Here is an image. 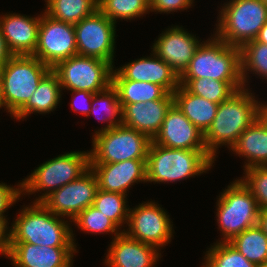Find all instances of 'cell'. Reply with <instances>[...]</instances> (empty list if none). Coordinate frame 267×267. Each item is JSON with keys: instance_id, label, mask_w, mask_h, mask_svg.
I'll list each match as a JSON object with an SVG mask.
<instances>
[{"instance_id": "1f68e13d", "label": "cell", "mask_w": 267, "mask_h": 267, "mask_svg": "<svg viewBox=\"0 0 267 267\" xmlns=\"http://www.w3.org/2000/svg\"><path fill=\"white\" fill-rule=\"evenodd\" d=\"M98 9L112 22L135 20L150 13L148 0H98Z\"/></svg>"}, {"instance_id": "ee69618b", "label": "cell", "mask_w": 267, "mask_h": 267, "mask_svg": "<svg viewBox=\"0 0 267 267\" xmlns=\"http://www.w3.org/2000/svg\"><path fill=\"white\" fill-rule=\"evenodd\" d=\"M260 116L264 119V121L267 123V103H262L260 105Z\"/></svg>"}, {"instance_id": "ba28073f", "label": "cell", "mask_w": 267, "mask_h": 267, "mask_svg": "<svg viewBox=\"0 0 267 267\" xmlns=\"http://www.w3.org/2000/svg\"><path fill=\"white\" fill-rule=\"evenodd\" d=\"M230 183L217 198L216 218L223 238L216 242H229L257 225L260 208L251 191L240 179Z\"/></svg>"}, {"instance_id": "277c9868", "label": "cell", "mask_w": 267, "mask_h": 267, "mask_svg": "<svg viewBox=\"0 0 267 267\" xmlns=\"http://www.w3.org/2000/svg\"><path fill=\"white\" fill-rule=\"evenodd\" d=\"M52 69L33 55H13L0 69L2 103L13 117Z\"/></svg>"}, {"instance_id": "b9f144b4", "label": "cell", "mask_w": 267, "mask_h": 267, "mask_svg": "<svg viewBox=\"0 0 267 267\" xmlns=\"http://www.w3.org/2000/svg\"><path fill=\"white\" fill-rule=\"evenodd\" d=\"M257 226L267 235V208L260 210Z\"/></svg>"}, {"instance_id": "836d02e7", "label": "cell", "mask_w": 267, "mask_h": 267, "mask_svg": "<svg viewBox=\"0 0 267 267\" xmlns=\"http://www.w3.org/2000/svg\"><path fill=\"white\" fill-rule=\"evenodd\" d=\"M207 249L204 267H256L229 242H216Z\"/></svg>"}, {"instance_id": "d6986e66", "label": "cell", "mask_w": 267, "mask_h": 267, "mask_svg": "<svg viewBox=\"0 0 267 267\" xmlns=\"http://www.w3.org/2000/svg\"><path fill=\"white\" fill-rule=\"evenodd\" d=\"M100 190L128 195L137 182L147 183L146 160H126L116 163L90 164Z\"/></svg>"}, {"instance_id": "bcb514c9", "label": "cell", "mask_w": 267, "mask_h": 267, "mask_svg": "<svg viewBox=\"0 0 267 267\" xmlns=\"http://www.w3.org/2000/svg\"><path fill=\"white\" fill-rule=\"evenodd\" d=\"M256 267H267V262L258 264Z\"/></svg>"}, {"instance_id": "ac0fdd59", "label": "cell", "mask_w": 267, "mask_h": 267, "mask_svg": "<svg viewBox=\"0 0 267 267\" xmlns=\"http://www.w3.org/2000/svg\"><path fill=\"white\" fill-rule=\"evenodd\" d=\"M75 247H50L11 242L7 258L15 267H72Z\"/></svg>"}, {"instance_id": "8fae6325", "label": "cell", "mask_w": 267, "mask_h": 267, "mask_svg": "<svg viewBox=\"0 0 267 267\" xmlns=\"http://www.w3.org/2000/svg\"><path fill=\"white\" fill-rule=\"evenodd\" d=\"M154 201L130 208L127 229L123 232L132 239L163 249L173 238V222L167 211Z\"/></svg>"}, {"instance_id": "ffe728a7", "label": "cell", "mask_w": 267, "mask_h": 267, "mask_svg": "<svg viewBox=\"0 0 267 267\" xmlns=\"http://www.w3.org/2000/svg\"><path fill=\"white\" fill-rule=\"evenodd\" d=\"M110 244L103 262L107 267H155L161 259V250L132 239L124 232Z\"/></svg>"}, {"instance_id": "6da1fadb", "label": "cell", "mask_w": 267, "mask_h": 267, "mask_svg": "<svg viewBox=\"0 0 267 267\" xmlns=\"http://www.w3.org/2000/svg\"><path fill=\"white\" fill-rule=\"evenodd\" d=\"M260 105L249 88L238 90L219 104L217 114L204 134L205 147L214 159L220 146L225 145L230 151L242 132L260 117Z\"/></svg>"}, {"instance_id": "3957f363", "label": "cell", "mask_w": 267, "mask_h": 267, "mask_svg": "<svg viewBox=\"0 0 267 267\" xmlns=\"http://www.w3.org/2000/svg\"><path fill=\"white\" fill-rule=\"evenodd\" d=\"M214 159L207 151L167 148L151 141L146 169L149 183H175L211 170Z\"/></svg>"}, {"instance_id": "e0dca14e", "label": "cell", "mask_w": 267, "mask_h": 267, "mask_svg": "<svg viewBox=\"0 0 267 267\" xmlns=\"http://www.w3.org/2000/svg\"><path fill=\"white\" fill-rule=\"evenodd\" d=\"M150 56L137 58L113 69L112 79H129L134 81H146L158 84L168 93L173 94L179 87V76L169 64L159 58L153 51Z\"/></svg>"}, {"instance_id": "8992f818", "label": "cell", "mask_w": 267, "mask_h": 267, "mask_svg": "<svg viewBox=\"0 0 267 267\" xmlns=\"http://www.w3.org/2000/svg\"><path fill=\"white\" fill-rule=\"evenodd\" d=\"M89 167L88 150L87 152L71 151L58 155L39 165L27 178L22 180V195H31L41 191L40 195L33 200V203H41L52 192L77 179Z\"/></svg>"}, {"instance_id": "30bf717a", "label": "cell", "mask_w": 267, "mask_h": 267, "mask_svg": "<svg viewBox=\"0 0 267 267\" xmlns=\"http://www.w3.org/2000/svg\"><path fill=\"white\" fill-rule=\"evenodd\" d=\"M113 69L110 62L77 54L58 62L52 71L58 76L62 90L97 93L112 84Z\"/></svg>"}, {"instance_id": "cb8c5ba5", "label": "cell", "mask_w": 267, "mask_h": 267, "mask_svg": "<svg viewBox=\"0 0 267 267\" xmlns=\"http://www.w3.org/2000/svg\"><path fill=\"white\" fill-rule=\"evenodd\" d=\"M174 104L204 135L210 128L219 104L190 93L184 86L173 93Z\"/></svg>"}, {"instance_id": "5b68a950", "label": "cell", "mask_w": 267, "mask_h": 267, "mask_svg": "<svg viewBox=\"0 0 267 267\" xmlns=\"http://www.w3.org/2000/svg\"><path fill=\"white\" fill-rule=\"evenodd\" d=\"M214 35L228 45L241 48L255 40L267 22L264 0H229L221 6Z\"/></svg>"}, {"instance_id": "5bb4252c", "label": "cell", "mask_w": 267, "mask_h": 267, "mask_svg": "<svg viewBox=\"0 0 267 267\" xmlns=\"http://www.w3.org/2000/svg\"><path fill=\"white\" fill-rule=\"evenodd\" d=\"M98 189L97 177L89 167L77 179L52 192L41 203L53 214L66 216L71 222L81 211L93 205Z\"/></svg>"}, {"instance_id": "7a4b0ae2", "label": "cell", "mask_w": 267, "mask_h": 267, "mask_svg": "<svg viewBox=\"0 0 267 267\" xmlns=\"http://www.w3.org/2000/svg\"><path fill=\"white\" fill-rule=\"evenodd\" d=\"M29 205H24L12 222L11 242L77 248L73 228L65 217L53 214L42 203Z\"/></svg>"}, {"instance_id": "d4e9b609", "label": "cell", "mask_w": 267, "mask_h": 267, "mask_svg": "<svg viewBox=\"0 0 267 267\" xmlns=\"http://www.w3.org/2000/svg\"><path fill=\"white\" fill-rule=\"evenodd\" d=\"M61 85L58 76L51 70L39 83L28 102L13 116V119L23 120L30 114H46L56 110L61 101Z\"/></svg>"}, {"instance_id": "44dd1931", "label": "cell", "mask_w": 267, "mask_h": 267, "mask_svg": "<svg viewBox=\"0 0 267 267\" xmlns=\"http://www.w3.org/2000/svg\"><path fill=\"white\" fill-rule=\"evenodd\" d=\"M40 15H0V29L12 55H33L38 43Z\"/></svg>"}, {"instance_id": "7402d4cb", "label": "cell", "mask_w": 267, "mask_h": 267, "mask_svg": "<svg viewBox=\"0 0 267 267\" xmlns=\"http://www.w3.org/2000/svg\"><path fill=\"white\" fill-rule=\"evenodd\" d=\"M174 99H158L126 104L122 108V124L146 134L151 140L159 132Z\"/></svg>"}, {"instance_id": "4316f807", "label": "cell", "mask_w": 267, "mask_h": 267, "mask_svg": "<svg viewBox=\"0 0 267 267\" xmlns=\"http://www.w3.org/2000/svg\"><path fill=\"white\" fill-rule=\"evenodd\" d=\"M190 93L220 104L244 88L242 81H218L211 78L179 79Z\"/></svg>"}, {"instance_id": "4fadbf2b", "label": "cell", "mask_w": 267, "mask_h": 267, "mask_svg": "<svg viewBox=\"0 0 267 267\" xmlns=\"http://www.w3.org/2000/svg\"><path fill=\"white\" fill-rule=\"evenodd\" d=\"M43 13V14H42ZM40 14L38 43L33 56L51 69L60 61L77 55L74 24Z\"/></svg>"}, {"instance_id": "ab89813d", "label": "cell", "mask_w": 267, "mask_h": 267, "mask_svg": "<svg viewBox=\"0 0 267 267\" xmlns=\"http://www.w3.org/2000/svg\"><path fill=\"white\" fill-rule=\"evenodd\" d=\"M7 215H0V254L7 257L11 243V229L8 227ZM9 229V230H8Z\"/></svg>"}, {"instance_id": "e575fe53", "label": "cell", "mask_w": 267, "mask_h": 267, "mask_svg": "<svg viewBox=\"0 0 267 267\" xmlns=\"http://www.w3.org/2000/svg\"><path fill=\"white\" fill-rule=\"evenodd\" d=\"M71 222L86 234L100 235L109 233L114 235V237L112 235V238H115L123 232L111 219L94 206H89L81 211Z\"/></svg>"}, {"instance_id": "d6a6232c", "label": "cell", "mask_w": 267, "mask_h": 267, "mask_svg": "<svg viewBox=\"0 0 267 267\" xmlns=\"http://www.w3.org/2000/svg\"><path fill=\"white\" fill-rule=\"evenodd\" d=\"M126 199L127 195L125 194L98 189L92 206L101 211L121 229L124 228V224L127 225L129 216L130 206H128Z\"/></svg>"}, {"instance_id": "f35d334b", "label": "cell", "mask_w": 267, "mask_h": 267, "mask_svg": "<svg viewBox=\"0 0 267 267\" xmlns=\"http://www.w3.org/2000/svg\"><path fill=\"white\" fill-rule=\"evenodd\" d=\"M94 94L84 90H71L72 102L69 104L76 113L78 112L88 117Z\"/></svg>"}, {"instance_id": "8d00e7d4", "label": "cell", "mask_w": 267, "mask_h": 267, "mask_svg": "<svg viewBox=\"0 0 267 267\" xmlns=\"http://www.w3.org/2000/svg\"><path fill=\"white\" fill-rule=\"evenodd\" d=\"M194 3V0H150L149 9L150 12L156 13H173L178 10H187Z\"/></svg>"}, {"instance_id": "7bdbcfd3", "label": "cell", "mask_w": 267, "mask_h": 267, "mask_svg": "<svg viewBox=\"0 0 267 267\" xmlns=\"http://www.w3.org/2000/svg\"><path fill=\"white\" fill-rule=\"evenodd\" d=\"M257 42L263 43L267 45V22L260 29L257 37L255 38Z\"/></svg>"}, {"instance_id": "52a82bcc", "label": "cell", "mask_w": 267, "mask_h": 267, "mask_svg": "<svg viewBox=\"0 0 267 267\" xmlns=\"http://www.w3.org/2000/svg\"><path fill=\"white\" fill-rule=\"evenodd\" d=\"M211 36L202 41L179 79L207 77L218 81H242L240 48L228 45L214 34Z\"/></svg>"}, {"instance_id": "9a60e30c", "label": "cell", "mask_w": 267, "mask_h": 267, "mask_svg": "<svg viewBox=\"0 0 267 267\" xmlns=\"http://www.w3.org/2000/svg\"><path fill=\"white\" fill-rule=\"evenodd\" d=\"M189 33L184 28L174 25L165 29L154 41L151 49L162 60H164L173 71L180 77L188 68L191 59L201 39Z\"/></svg>"}, {"instance_id": "f1b7e54d", "label": "cell", "mask_w": 267, "mask_h": 267, "mask_svg": "<svg viewBox=\"0 0 267 267\" xmlns=\"http://www.w3.org/2000/svg\"><path fill=\"white\" fill-rule=\"evenodd\" d=\"M44 12L54 19L76 24L98 9V0H45Z\"/></svg>"}, {"instance_id": "f546056e", "label": "cell", "mask_w": 267, "mask_h": 267, "mask_svg": "<svg viewBox=\"0 0 267 267\" xmlns=\"http://www.w3.org/2000/svg\"><path fill=\"white\" fill-rule=\"evenodd\" d=\"M229 243L253 264L267 262V235L257 225L244 230Z\"/></svg>"}, {"instance_id": "d590c367", "label": "cell", "mask_w": 267, "mask_h": 267, "mask_svg": "<svg viewBox=\"0 0 267 267\" xmlns=\"http://www.w3.org/2000/svg\"><path fill=\"white\" fill-rule=\"evenodd\" d=\"M240 180L251 191L260 208H267V166H255L244 170Z\"/></svg>"}, {"instance_id": "f6af8a7d", "label": "cell", "mask_w": 267, "mask_h": 267, "mask_svg": "<svg viewBox=\"0 0 267 267\" xmlns=\"http://www.w3.org/2000/svg\"><path fill=\"white\" fill-rule=\"evenodd\" d=\"M0 106H3V103H2V94H1V77H0Z\"/></svg>"}, {"instance_id": "7c38bea8", "label": "cell", "mask_w": 267, "mask_h": 267, "mask_svg": "<svg viewBox=\"0 0 267 267\" xmlns=\"http://www.w3.org/2000/svg\"><path fill=\"white\" fill-rule=\"evenodd\" d=\"M74 27L78 55L98 58L114 66L116 23L97 9Z\"/></svg>"}, {"instance_id": "484cf974", "label": "cell", "mask_w": 267, "mask_h": 267, "mask_svg": "<svg viewBox=\"0 0 267 267\" xmlns=\"http://www.w3.org/2000/svg\"><path fill=\"white\" fill-rule=\"evenodd\" d=\"M112 86L116 89L121 107L126 104L147 102L158 99H174L158 84L129 79H112Z\"/></svg>"}, {"instance_id": "603a6c76", "label": "cell", "mask_w": 267, "mask_h": 267, "mask_svg": "<svg viewBox=\"0 0 267 267\" xmlns=\"http://www.w3.org/2000/svg\"><path fill=\"white\" fill-rule=\"evenodd\" d=\"M230 151L240 158L245 157L244 170L267 166V123L261 116L242 132Z\"/></svg>"}, {"instance_id": "60d3db41", "label": "cell", "mask_w": 267, "mask_h": 267, "mask_svg": "<svg viewBox=\"0 0 267 267\" xmlns=\"http://www.w3.org/2000/svg\"><path fill=\"white\" fill-rule=\"evenodd\" d=\"M12 53L9 51L6 41L1 33L0 29V69L8 62L12 57Z\"/></svg>"}, {"instance_id": "9c48e42d", "label": "cell", "mask_w": 267, "mask_h": 267, "mask_svg": "<svg viewBox=\"0 0 267 267\" xmlns=\"http://www.w3.org/2000/svg\"><path fill=\"white\" fill-rule=\"evenodd\" d=\"M90 164L116 163L126 160H147L151 139L144 133L123 124L93 133Z\"/></svg>"}, {"instance_id": "74e56055", "label": "cell", "mask_w": 267, "mask_h": 267, "mask_svg": "<svg viewBox=\"0 0 267 267\" xmlns=\"http://www.w3.org/2000/svg\"><path fill=\"white\" fill-rule=\"evenodd\" d=\"M17 187L0 183V215L5 216L6 210H8L13 204L20 200L22 196L21 182L16 184Z\"/></svg>"}, {"instance_id": "4dcf8cb0", "label": "cell", "mask_w": 267, "mask_h": 267, "mask_svg": "<svg viewBox=\"0 0 267 267\" xmlns=\"http://www.w3.org/2000/svg\"><path fill=\"white\" fill-rule=\"evenodd\" d=\"M241 62V80L244 88L249 83V74L259 75L258 77L267 81V45L257 42L256 40L249 41L240 48ZM251 72V73H249ZM249 77V78H248ZM248 78V79H247Z\"/></svg>"}, {"instance_id": "83f0119b", "label": "cell", "mask_w": 267, "mask_h": 267, "mask_svg": "<svg viewBox=\"0 0 267 267\" xmlns=\"http://www.w3.org/2000/svg\"><path fill=\"white\" fill-rule=\"evenodd\" d=\"M99 111L102 112L98 113ZM90 115L97 117L100 122L108 121L107 125L96 130L95 133L111 129L122 124V107L118 99L117 91L112 84L105 90L94 94L88 118L91 117Z\"/></svg>"}, {"instance_id": "2e32d148", "label": "cell", "mask_w": 267, "mask_h": 267, "mask_svg": "<svg viewBox=\"0 0 267 267\" xmlns=\"http://www.w3.org/2000/svg\"><path fill=\"white\" fill-rule=\"evenodd\" d=\"M152 142L172 149L207 151L204 135L175 104L167 111L163 124Z\"/></svg>"}]
</instances>
